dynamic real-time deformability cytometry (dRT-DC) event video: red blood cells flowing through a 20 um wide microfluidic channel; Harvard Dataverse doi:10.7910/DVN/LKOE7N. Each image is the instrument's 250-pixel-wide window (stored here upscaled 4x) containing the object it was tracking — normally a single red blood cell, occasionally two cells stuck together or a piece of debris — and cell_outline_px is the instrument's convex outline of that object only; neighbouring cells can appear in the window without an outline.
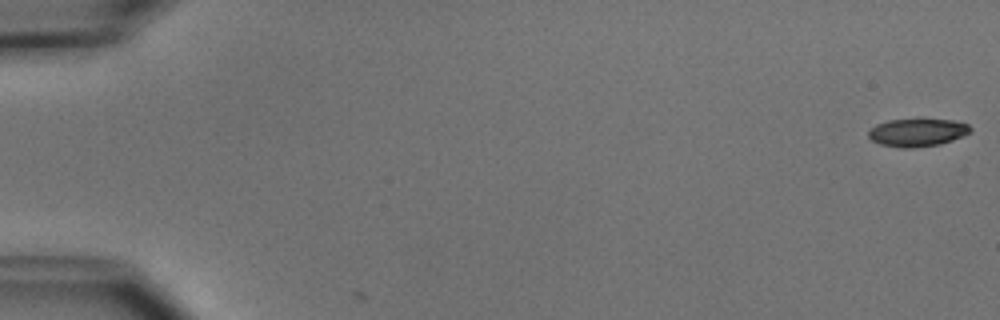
{"species": "common noctule bat (a hibernating species)", "species_latin": "Nyctalus noctula", "temperature_condition": "cold", "stored_images_in_passage": 2, "camera_frame_rate_fps": 3000, "um_per_image_px": 0.085, "animal": {"sex": "male", "body_mass_g": 15.6}, "frame": {"image": 1, "passage_image": 1, "time_ms": 0.0, "image_size_px": [1000, 320], "cell_outline_px": [[972, 132], [964, 136], [940, 144], [912, 148], [900, 148], [880, 144], [872, 140], [868, 136], [868, 132], [876, 124], [888, 120], [920, 116], [952, 120], [968, 124], [972, 128]], "centroid_in_image_um": [78.0, 11.21], "position_along_channel_um": 7.0, "area_um2": 17.4}}